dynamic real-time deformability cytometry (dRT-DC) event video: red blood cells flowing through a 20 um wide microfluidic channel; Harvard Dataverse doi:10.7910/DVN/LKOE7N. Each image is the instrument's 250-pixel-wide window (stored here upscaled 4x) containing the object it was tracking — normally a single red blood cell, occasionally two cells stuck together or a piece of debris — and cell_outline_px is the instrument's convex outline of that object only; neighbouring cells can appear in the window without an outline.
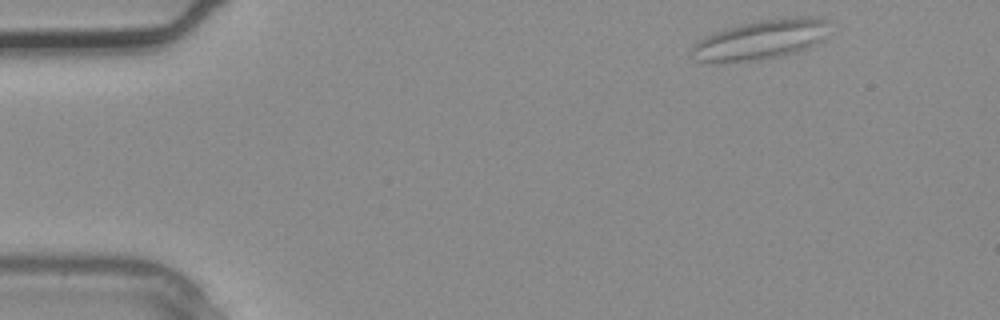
{"species": "common noctule bat (a hibernating species)", "species_latin": "Nyctalus noctula", "temperature_condition": "warm", "stored_images_in_passage": 3, "camera_frame_rate_fps": 3000, "um_per_image_px": 0.085, "animal": {"sex": "male", "body_mass_g": 20.4}, "frame": {"image": 1, "passage_image": 3, "time_ms": 0.667, "image_size_px": [1000, 320], "cell_outline_px": [[828, 20], [820, 40], [816, 44], [808, 48], [784, 56], [756, 60], [724, 64], [712, 64], [696, 60], [688, 52], [692, 44], [696, 40], [712, 32], [760, 20], [796, 16], [816, 16]], "centroid_in_image_um": [64.53, 3.41], "position_along_channel_um": 20.5, "area_um2": 32.31}}